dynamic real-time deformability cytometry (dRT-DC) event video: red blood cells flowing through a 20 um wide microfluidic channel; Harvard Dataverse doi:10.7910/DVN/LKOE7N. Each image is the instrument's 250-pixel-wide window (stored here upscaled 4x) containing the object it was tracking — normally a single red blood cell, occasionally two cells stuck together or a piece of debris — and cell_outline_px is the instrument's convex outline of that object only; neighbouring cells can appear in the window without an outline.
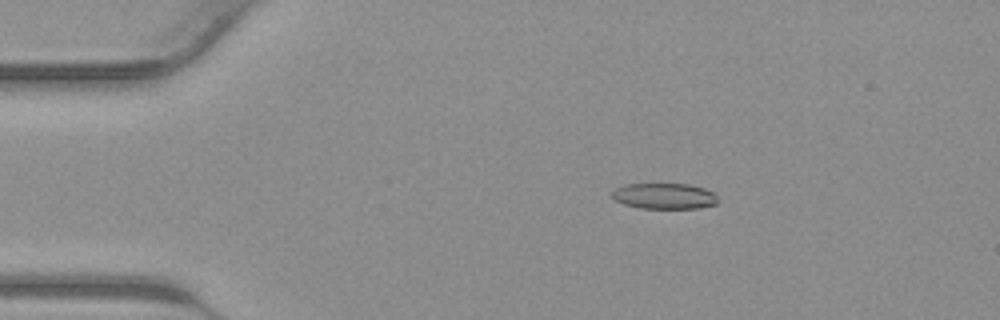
{"species": "common noctule bat (a hibernating species)", "species_latin": "Nyctalus noctula", "temperature_condition": "warm", "stored_images_in_passage": 42, "camera_frame_rate_fps": 3000, "um_per_image_px": 0.085, "animal": {"sex": "male", "body_mass_g": 23.1, "forearm_length_mm": 52.7}, "frame": {"image": 1, "passage_image": 8, "time_ms": 2.333, "image_size_px": [1000, 320], "cell_outline_px": [[716, 204], [700, 208], [640, 208], [624, 204], [616, 200], [612, 196], [612, 192], [616, 188], [628, 184], [688, 184], [704, 188], [712, 192], [716, 196]], "centroid_in_image_um": [56.47, 16.67], "position_along_channel_um": 28.5, "area_um2": 15.72}}
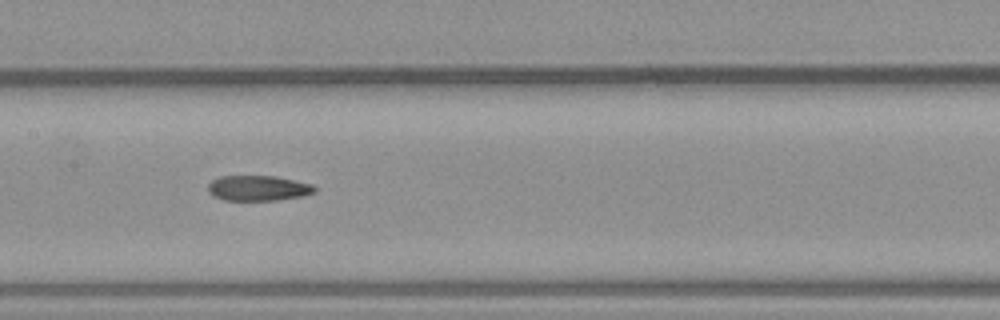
{"frame": {"image": 2, "passage_image": 21, "time_ms": 6.667, "image_size_px": [1000, 320], "cell_outline_px": [[316, 192], [304, 196], [276, 200], [224, 200], [212, 196], [208, 192], [208, 184], [212, 180], [220, 176], [276, 176], [312, 184], [316, 188]], "centroid_in_image_um": [21.94, 15.99], "position_along_channel_um": 185.5, "area_um2": 15.84}}
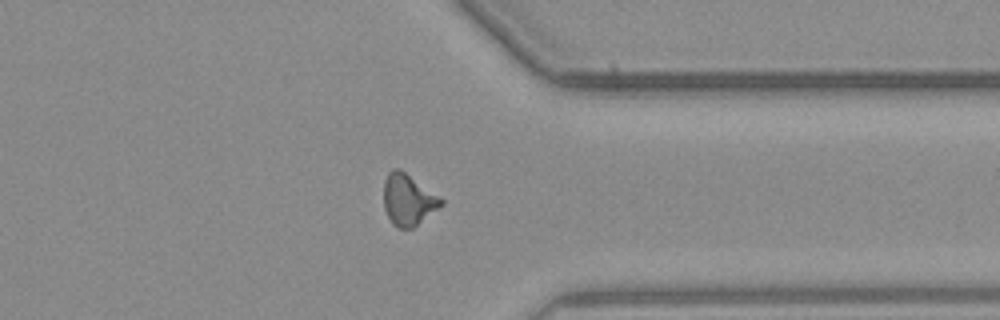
{"frame": {"image": 3, "passage_image": 33, "time_ms": 10.667, "image_size_px": [1000, 320], "cell_outline_px": [[444, 204], [412, 228], [396, 228], [392, 224], [384, 208], [384, 180], [388, 172], [392, 168], [400, 168], [444, 200]], "centroid_in_image_um": [34.67, 16.97], "position_along_channel_um": 376.7, "area_um2": 17.11}}